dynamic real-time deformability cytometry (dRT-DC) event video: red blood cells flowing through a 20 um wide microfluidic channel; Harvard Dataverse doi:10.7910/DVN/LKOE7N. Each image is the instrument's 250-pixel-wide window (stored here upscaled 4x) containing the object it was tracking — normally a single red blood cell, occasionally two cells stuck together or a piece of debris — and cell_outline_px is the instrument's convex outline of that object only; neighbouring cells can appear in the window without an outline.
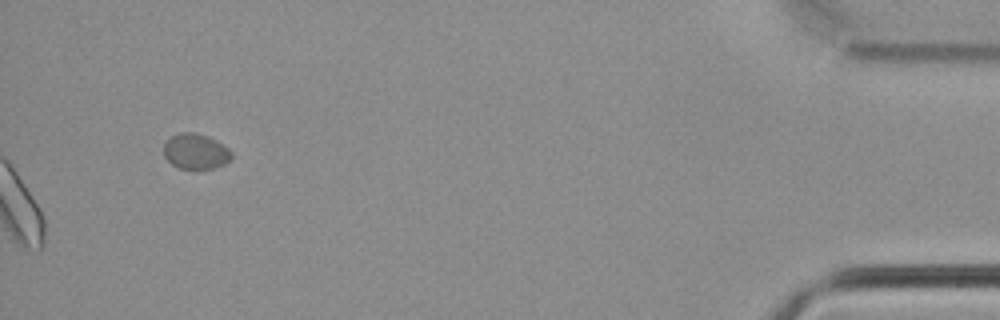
{"species": "common noctule bat (a hibernating species)", "species_latin": "Nyctalus noctula", "temperature_condition": "cold", "stored_images_in_passage": 49, "camera_frame_rate_fps": 3000, "um_per_image_px": 0.085, "animal": {"sex": "male", "body_mass_g": 21.5, "forearm_length_mm": 52.0}, "frame": {"image": 1, "passage_image": 49, "time_ms": 16.0, "image_size_px": [1000, 320], "cell_outline_px": [[232, 156], [224, 164], [212, 168], [196, 172], [180, 168], [172, 164], [164, 156], [164, 144], [172, 136], [180, 132], [196, 132], [208, 136], [216, 140], [228, 148], [232, 152]], "centroid_in_image_um": [16.63, 12.9], "position_along_channel_um": 418.6, "area_um2": 14.28}}